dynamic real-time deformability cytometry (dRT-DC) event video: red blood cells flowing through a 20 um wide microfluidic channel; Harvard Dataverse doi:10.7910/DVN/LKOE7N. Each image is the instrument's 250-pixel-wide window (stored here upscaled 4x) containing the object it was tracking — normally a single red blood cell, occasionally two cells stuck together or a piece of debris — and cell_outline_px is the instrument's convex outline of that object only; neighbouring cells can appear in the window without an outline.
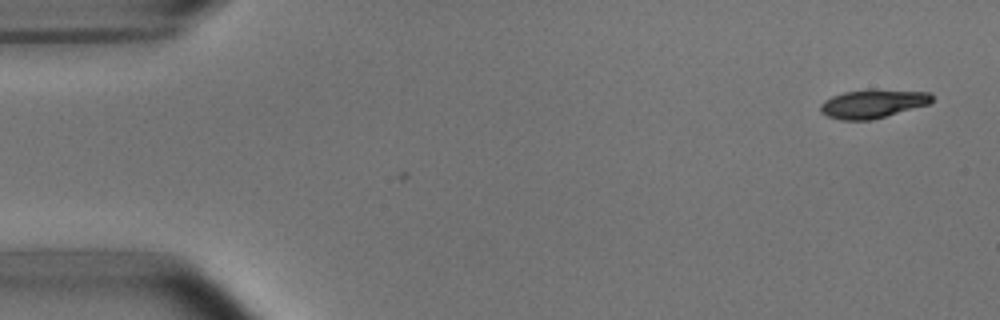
{"species": "common noctule bat (a hibernating species)", "species_latin": "Nyctalus noctula", "temperature_condition": "room temperature", "stored_images_in_passage": 2, "camera_frame_rate_fps": 3000, "um_per_image_px": 0.085, "animal": {"sex": "male", "body_mass_g": 15.6}, "frame": {"image": 1, "passage_image": 2, "time_ms": 1.0, "image_size_px": [1000, 320], "cell_outline_px": [[932, 100], [928, 104], [872, 120], [840, 120], [828, 116], [820, 112], [820, 104], [824, 100], [832, 96], [844, 92], [928, 92], [932, 96]], "centroid_in_image_um": [74.1, 8.88], "position_along_channel_um": 10.9, "area_um2": 17.51}}